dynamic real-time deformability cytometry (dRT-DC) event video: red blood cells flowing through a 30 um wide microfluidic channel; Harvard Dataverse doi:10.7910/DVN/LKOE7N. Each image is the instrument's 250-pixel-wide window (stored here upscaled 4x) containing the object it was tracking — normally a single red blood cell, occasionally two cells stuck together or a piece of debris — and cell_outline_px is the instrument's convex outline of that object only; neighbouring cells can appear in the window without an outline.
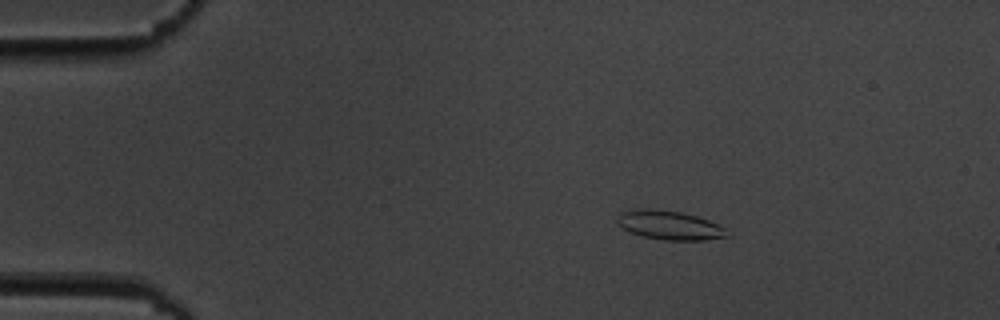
{"species": "common noctule bat (a hibernating species)", "species_latin": "Nyctalus noctula", "temperature_condition": "cold", "stored_images_in_passage": 5, "camera_frame_rate_fps": 3000, "um_per_image_px": 0.085, "animal": {"sex": "male", "body_mass_g": 19.5, "forearm_length_mm": 54.6}, "frame": {"image": 1, "passage_image": 3, "time_ms": 2.333, "image_size_px": [1000, 320], "cell_outline_px": [[728, 236], [704, 240], [664, 240], [640, 236], [624, 228], [616, 220], [616, 216], [620, 212], [640, 208], [648, 208], [680, 212], [696, 216], [708, 220], [724, 228]], "centroid_in_image_um": [56.86, 19.14], "position_along_channel_um": 28.1, "area_um2": 18.32}}